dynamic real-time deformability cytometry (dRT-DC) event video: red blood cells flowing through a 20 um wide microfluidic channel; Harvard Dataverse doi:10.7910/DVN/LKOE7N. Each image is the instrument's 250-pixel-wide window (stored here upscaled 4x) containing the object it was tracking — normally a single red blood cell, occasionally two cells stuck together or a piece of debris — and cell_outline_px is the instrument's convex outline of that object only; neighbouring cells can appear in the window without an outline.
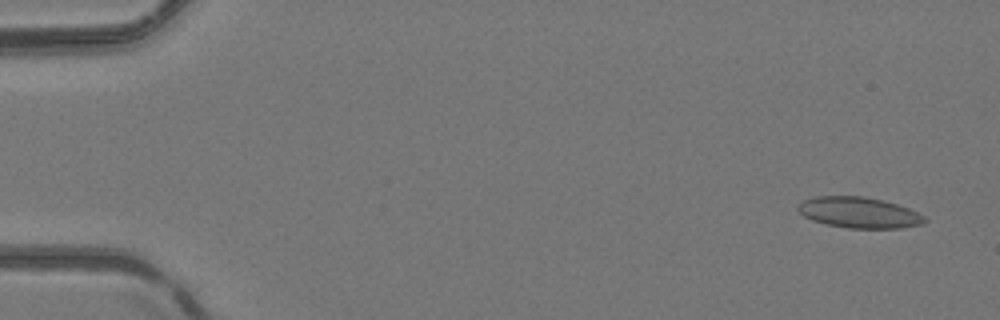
{"species": "common noctule bat (a hibernating species)", "species_latin": "Nyctalus noctula", "temperature_condition": "room temperature", "stored_images_in_passage": 52, "camera_frame_rate_fps": 3000, "um_per_image_px": 0.085, "animal": {"sex": "female", "body_mass_g": 24.6, "forearm_length_mm": 56.2}, "frame": {"image": 1, "passage_image": 3, "time_ms": 0.667, "image_size_px": [1000, 320], "cell_outline_px": [[928, 220], [920, 224], [900, 228], [848, 228], [828, 224], [812, 220], [804, 216], [796, 208], [804, 200], [816, 196], [860, 196], [884, 200], [908, 208], [924, 216]], "centroid_in_image_um": [73.01, 18.06], "position_along_channel_um": 12.0, "area_um2": 22.54}}
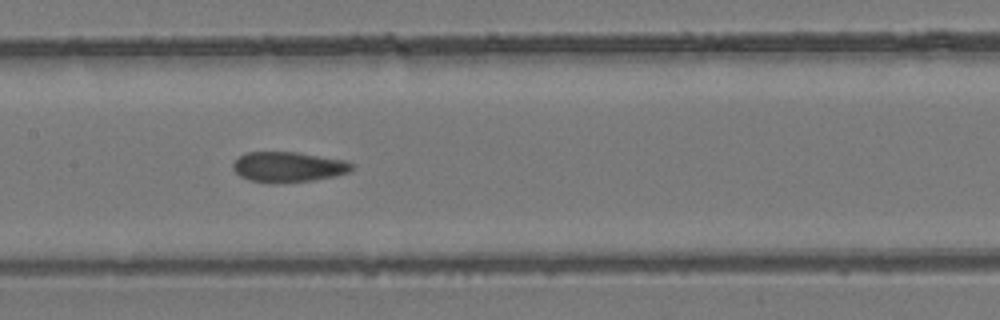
{"frame": {"image": 2, "passage_image": 26, "time_ms": 8.333, "image_size_px": [1000, 320], "cell_outline_px": [[352, 168], [348, 172], [332, 176], [312, 180], [272, 184], [248, 180], [240, 176], [232, 168], [232, 164], [244, 152], [296, 152], [344, 160], [352, 164]], "centroid_in_image_um": [24.43, 14.19], "position_along_channel_um": 183.0, "area_um2": 20.87}}
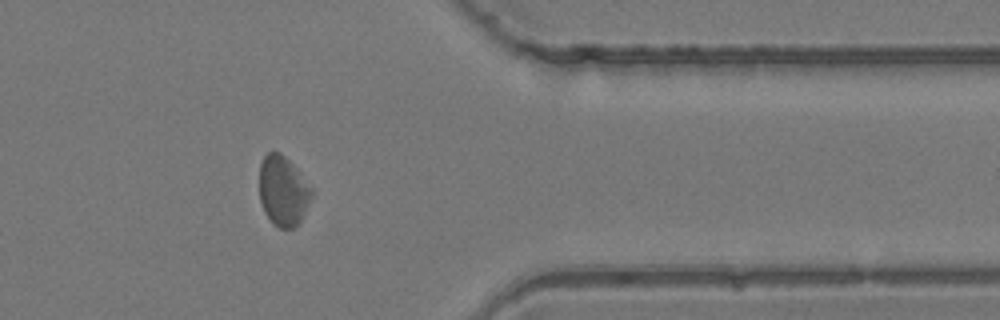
{"frame": {"image": 3, "passage_image": 42, "time_ms": 13.667, "image_size_px": [1000, 320], "cell_outline_px": [[312, 196], [300, 224], [296, 228], [280, 228], [272, 224], [264, 212], [260, 200], [260, 164], [264, 156], [268, 152], [280, 152], [292, 164], [312, 188]], "centroid_in_image_um": [24.06, 16.27], "position_along_channel_um": 387.3, "area_um2": 21.33}, "authors_computed_cell_mechanics": {"area_um2": 21.6461, "velocity_mm_per_s": 4.1102, "shape_relaxation_time_tau1_ms": null, "shape_relaxation_time_tau2_ms": 2.1817, "deformation_change_tau1": null, "deformation_change_tau2": 0.0615}}